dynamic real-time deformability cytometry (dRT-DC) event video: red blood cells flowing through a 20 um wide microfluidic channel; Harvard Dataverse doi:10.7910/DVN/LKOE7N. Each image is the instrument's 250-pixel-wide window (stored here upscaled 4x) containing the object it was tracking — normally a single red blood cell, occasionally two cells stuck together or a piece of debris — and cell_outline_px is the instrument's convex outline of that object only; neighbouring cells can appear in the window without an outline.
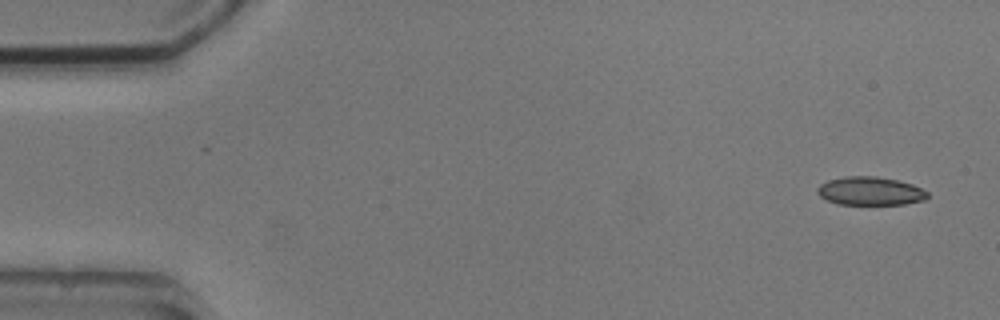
{"species": "common noctule bat (a hibernating species)", "species_latin": "Nyctalus noctula", "temperature_condition": "cold", "stored_images_in_passage": 5, "camera_frame_rate_fps": 3000, "um_per_image_px": 0.085, "animal": {"sex": "male", "body_mass_g": 20.5, "forearm_length_mm": 52.5}, "frame": {"image": 1, "passage_image": 1, "time_ms": 0.0, "image_size_px": [1000, 320], "cell_outline_px": [[928, 196], [924, 200], [904, 204], [836, 204], [820, 196], [816, 192], [816, 188], [820, 184], [828, 180], [844, 176], [876, 176], [896, 180], [912, 184], [928, 192]], "centroid_in_image_um": [73.94, 16.23], "position_along_channel_um": 11.1, "area_um2": 18.21}}
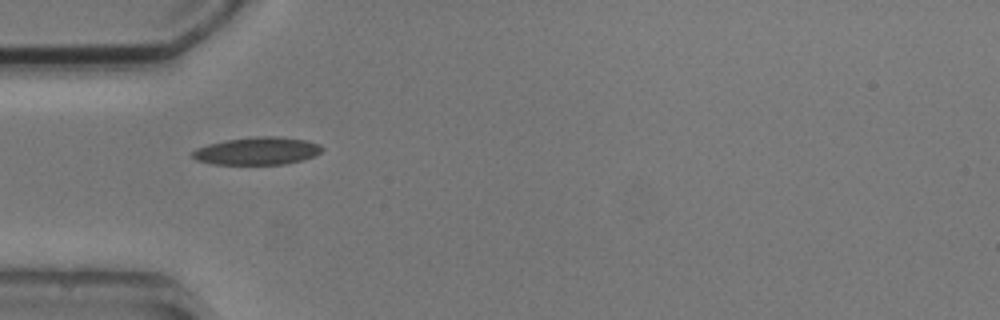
{"frame": {"image": 2, "passage_image": 4, "time_ms": 7.667, "image_size_px": [1000, 320], "cell_outline_px": [[324, 148], [320, 152], [312, 156], [300, 160], [284, 164], [212, 164], [196, 160], [192, 156], [192, 152], [196, 148], [208, 144], [224, 140], [256, 136], [280, 136], [308, 140], [320, 144]], "centroid_in_image_um": [21.86, 12.81], "position_along_channel_um": 63.1, "area_um2": 20.92}}